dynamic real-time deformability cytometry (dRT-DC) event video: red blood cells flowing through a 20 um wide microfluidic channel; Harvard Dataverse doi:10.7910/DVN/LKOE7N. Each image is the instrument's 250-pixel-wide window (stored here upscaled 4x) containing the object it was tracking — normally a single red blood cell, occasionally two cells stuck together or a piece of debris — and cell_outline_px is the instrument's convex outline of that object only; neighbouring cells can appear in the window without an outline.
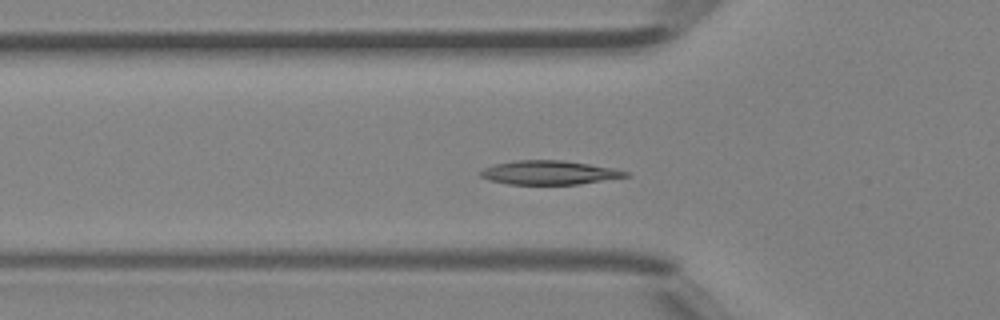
{"species": "Egyptian fruit bat (a non-hibernating species)", "species_latin": "Rousettus aegyptiacus", "temperature_condition": "room temperature", "stored_images_in_passage": 42, "camera_frame_rate_fps": 3000, "um_per_image_px": 0.085, "animal": {"sex": "female"}, "frame": {"image": 1, "passage_image": 14, "time_ms": 4.333, "image_size_px": [1000, 320], "cell_outline_px": [[632, 176], [580, 184], [508, 184], [488, 180], [480, 176], [480, 172], [484, 168], [496, 164], [516, 160], [564, 160], [612, 168], [628, 172]], "centroid_in_image_um": [46.7, 14.67], "position_along_channel_um": 79.1, "area_um2": 20.17}}
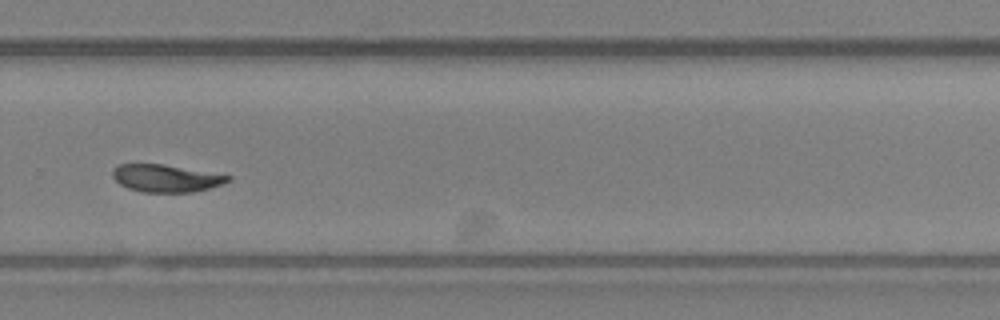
{"frame": {"image": 2, "passage_image": 30, "time_ms": 9.667, "image_size_px": [1000, 320], "cell_outline_px": [[232, 180], [224, 184], [192, 192], [144, 192], [128, 188], [120, 184], [112, 176], [112, 168], [116, 164], [160, 164], [232, 176]], "centroid_in_image_um": [14.09, 15.15], "position_along_channel_um": 315.7, "area_um2": 18.32}}
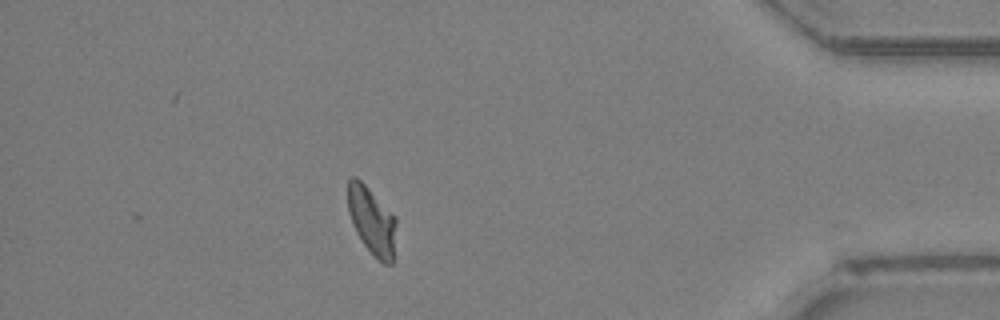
{"frame": {"image": 3, "passage_image": 39, "time_ms": 12.667, "image_size_px": [1000, 320], "cell_outline_px": [[396, 224], [392, 264], [384, 264], [364, 244], [356, 232], [352, 224], [348, 212], [348, 180], [352, 176], [356, 176], [396, 216]], "centroid_in_image_um": [31.6, 18.73], "position_along_channel_um": 403.6, "area_um2": 18.79}, "authors_computed_cell_mechanics": {"area_um2": 19.9121, "velocity_mm_per_s": 4.4557, "shape_relaxation_time_tau1_ms": 4.1253, "shape_relaxation_time_tau2_ms": 6.3811, "deformation_change_tau1": 0.1327, "deformation_change_tau2": 0.0807}}